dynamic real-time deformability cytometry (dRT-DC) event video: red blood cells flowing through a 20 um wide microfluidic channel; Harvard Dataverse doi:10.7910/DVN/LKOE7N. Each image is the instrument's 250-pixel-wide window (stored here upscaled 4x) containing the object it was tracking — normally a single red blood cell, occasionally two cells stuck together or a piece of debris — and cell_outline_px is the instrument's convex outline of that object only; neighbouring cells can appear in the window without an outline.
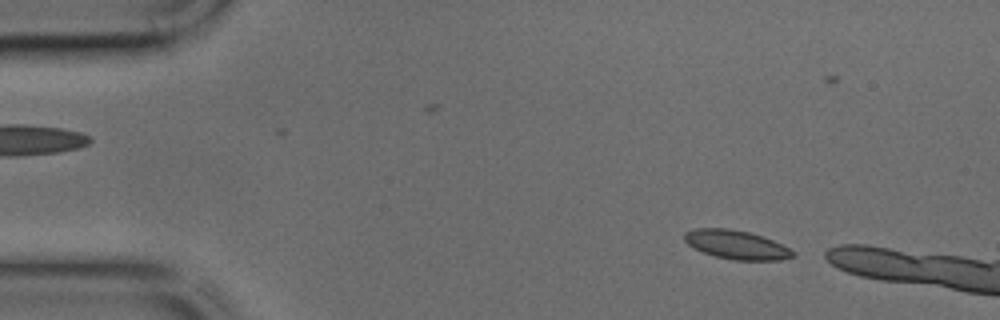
{"species": "common noctule bat (a hibernating species)", "species_latin": "Nyctalus noctula", "temperature_condition": "cold", "stored_images_in_passage": 6, "camera_frame_rate_fps": 3000, "um_per_image_px": 0.085, "animal": {"sex": "male", "body_mass_g": 17.9, "forearm_length_mm": 54.2}, "frame": {"image": 1, "passage_image": 2, "time_ms": 0.333, "image_size_px": [1000, 320], "cell_outline_px": [[796, 256], [780, 260], [736, 260], [716, 256], [704, 252], [688, 244], [684, 240], [684, 232], [696, 228], [728, 228], [748, 232], [772, 240], [796, 252]], "centroid_in_image_um": [62.6, 20.8], "position_along_channel_um": 22.4, "area_um2": 17.98}}